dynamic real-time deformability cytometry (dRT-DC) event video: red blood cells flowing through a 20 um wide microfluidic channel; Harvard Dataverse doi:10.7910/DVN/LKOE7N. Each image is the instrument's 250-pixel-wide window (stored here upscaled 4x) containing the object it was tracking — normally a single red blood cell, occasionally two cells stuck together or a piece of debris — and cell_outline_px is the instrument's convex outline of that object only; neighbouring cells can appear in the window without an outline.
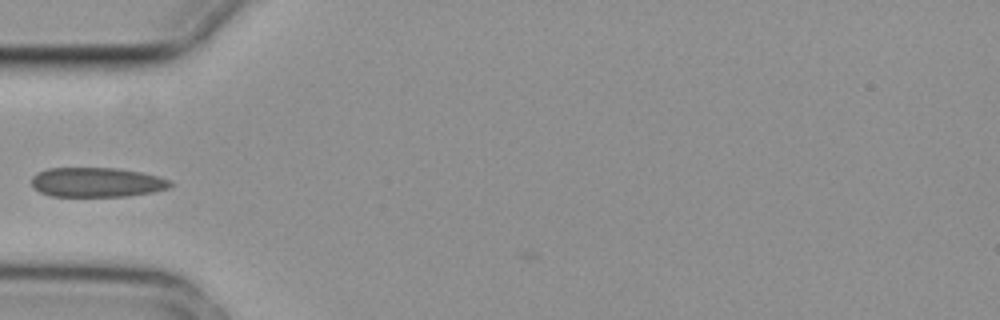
{"species": "common noctule bat (a hibernating species)", "species_latin": "Nyctalus noctula", "temperature_condition": "cold", "stored_images_in_passage": 1, "camera_frame_rate_fps": 3000, "um_per_image_px": 0.085, "animal": {"sex": "female", "body_mass_g": 29.2, "forearm_length_mm": 56.3}, "frame": {"image": 1, "passage_image": 1, "time_ms": 0.0, "image_size_px": [1000, 320], "cell_outline_px": [[172, 184], [168, 188], [152, 192], [128, 196], [52, 196], [40, 192], [32, 188], [32, 176], [36, 172], [48, 168], [116, 168], [140, 172], [156, 176], [168, 180]], "centroid_in_image_um": [8.16, 15.49], "position_along_channel_um": 76.8, "area_um2": 23.81}}